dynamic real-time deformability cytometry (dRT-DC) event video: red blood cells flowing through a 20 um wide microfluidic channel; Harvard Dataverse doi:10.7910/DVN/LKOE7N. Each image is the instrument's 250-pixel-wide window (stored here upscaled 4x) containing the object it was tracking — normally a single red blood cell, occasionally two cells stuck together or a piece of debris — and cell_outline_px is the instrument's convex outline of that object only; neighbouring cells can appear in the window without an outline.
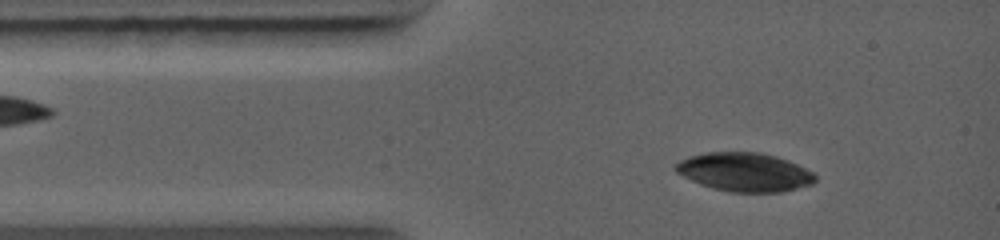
{"species": "common noctule bat (a hibernating species)", "species_latin": "Nyctalus noctula", "temperature_condition": "warm", "stored_images_in_passage": 3, "camera_frame_rate_fps": 5000, "um_per_image_px": 0.085, "animal": {"sex": "female", "body_mass_g": 19.0, "forearm_length_mm": 56.7}, "frame": {"image": 1, "passage_image": 1, "time_ms": 0.0, "image_size_px": [1000, 240], "cell_outline_px": [[816, 180], [812, 184], [780, 192], [728, 192], [712, 188], [700, 184], [676, 172], [672, 168], [672, 164], [688, 156], [704, 152], [760, 152], [776, 156], [788, 160], [812, 172], [816, 176]], "centroid_in_image_um": [63.24, 14.62], "position_along_channel_um": 21.8, "area_um2": 31.62}}